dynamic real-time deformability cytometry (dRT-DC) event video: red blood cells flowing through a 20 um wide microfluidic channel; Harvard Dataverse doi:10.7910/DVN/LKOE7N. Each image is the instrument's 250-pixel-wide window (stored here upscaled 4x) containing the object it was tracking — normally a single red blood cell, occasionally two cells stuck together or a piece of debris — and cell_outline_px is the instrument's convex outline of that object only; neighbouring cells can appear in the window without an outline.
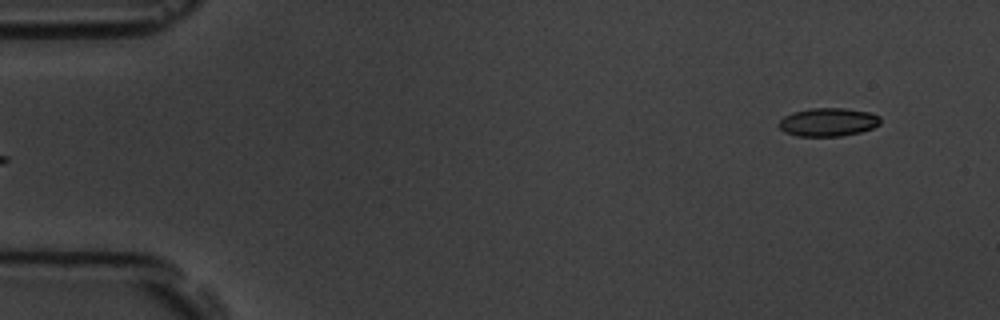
{"species": "common noctule bat (a hibernating species)", "species_latin": "Nyctalus noctula", "temperature_condition": "room temperature", "stored_images_in_passage": 5, "segment_of_instrument_passage": [2, 2], "camera_frame_rate_fps": 3000, "um_per_image_px": 0.085, "animal": {"sex": "male", "body_mass_g": 19.5, "forearm_length_mm": 54.6}, "frame": {"image": 1, "passage_image": 5, "time_ms": 5.667, "image_size_px": [1000, 320], "cell_outline_px": [[880, 124], [872, 128], [860, 132], [840, 136], [796, 136], [784, 132], [776, 124], [784, 116], [792, 112], [808, 108], [844, 108], [868, 112], [880, 116]], "centroid_in_image_um": [70.35, 10.38], "position_along_channel_um": 14.7, "area_um2": 16.88}}